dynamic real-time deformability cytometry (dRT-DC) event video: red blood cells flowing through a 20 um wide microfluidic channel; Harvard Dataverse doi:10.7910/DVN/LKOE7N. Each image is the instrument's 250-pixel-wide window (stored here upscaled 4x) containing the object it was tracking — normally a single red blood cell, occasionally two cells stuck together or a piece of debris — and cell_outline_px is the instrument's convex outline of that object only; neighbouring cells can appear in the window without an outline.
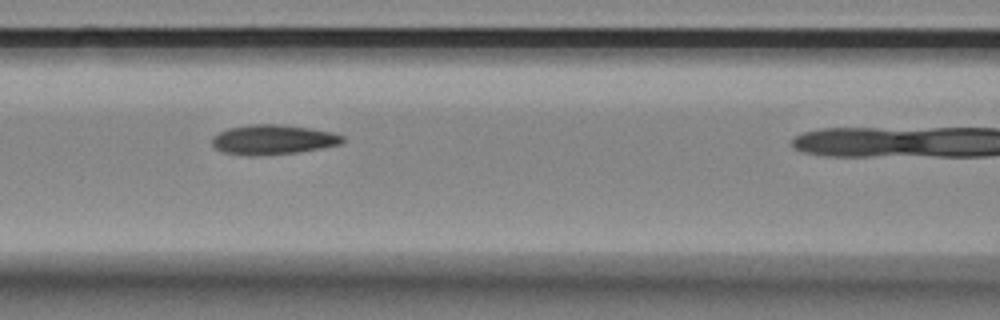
{"species": "Egyptian fruit bat (a non-hibernating species)", "species_latin": "Rousettus aegyptiacus", "temperature_condition": "room temperature", "stored_images_in_passage": 5, "camera_frame_rate_fps": 3000, "um_per_image_px": 0.085, "animal": {"sex": "female"}, "frame": {"image": 1, "passage_image": 4, "time_ms": 3.333, "image_size_px": [1000, 320], "cell_outline_px": [[344, 140], [340, 144], [320, 148], [296, 152], [260, 156], [248, 156], [224, 152], [216, 148], [212, 144], [212, 136], [228, 128], [248, 124], [280, 124], [308, 128], [332, 132], [344, 136]], "centroid_in_image_um": [23.17, 11.86], "position_along_channel_um": 143.4, "area_um2": 22.6}}